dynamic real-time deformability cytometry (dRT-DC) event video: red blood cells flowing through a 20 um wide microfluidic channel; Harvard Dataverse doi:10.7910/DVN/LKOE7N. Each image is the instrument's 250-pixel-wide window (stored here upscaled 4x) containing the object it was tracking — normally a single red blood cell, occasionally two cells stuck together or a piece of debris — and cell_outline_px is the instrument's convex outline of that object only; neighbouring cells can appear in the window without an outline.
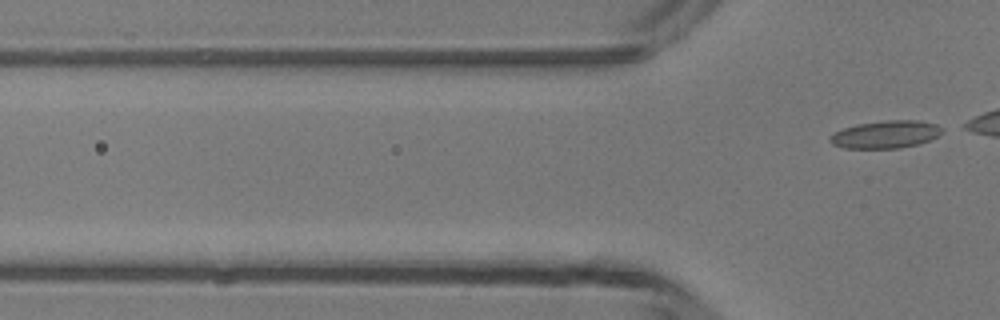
{"species": "common noctule bat (a hibernating species)", "species_latin": "Nyctalus noctula", "temperature_condition": "room temperature", "stored_images_in_passage": 4, "segment_of_instrument_passage": [2, 2], "camera_frame_rate_fps": 3000, "um_per_image_px": 0.085, "animal": {"sex": "male", "body_mass_g": 13.3}, "frame": {"image": 1, "passage_image": 4, "time_ms": 4.333, "image_size_px": [1000, 320], "cell_outline_px": [[944, 128], [936, 136], [920, 144], [900, 148], [844, 148], [832, 144], [828, 140], [828, 136], [844, 128], [856, 124], [884, 120], [920, 120], [936, 124]], "centroid_in_image_um": [75.26, 11.42], "position_along_channel_um": 50.5, "area_um2": 18.09}}